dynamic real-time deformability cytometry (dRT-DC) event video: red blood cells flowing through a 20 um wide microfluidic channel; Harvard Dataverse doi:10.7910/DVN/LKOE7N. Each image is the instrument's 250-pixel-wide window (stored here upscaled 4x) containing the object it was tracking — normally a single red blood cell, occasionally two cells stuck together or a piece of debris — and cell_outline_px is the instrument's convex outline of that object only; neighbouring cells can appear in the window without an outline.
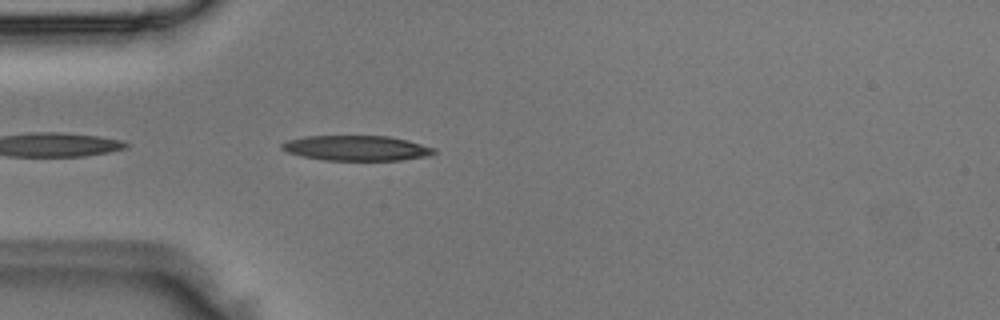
{"species": "Egyptian fruit bat (a non-hibernating species)", "species_latin": "Rousettus aegyptiacus", "temperature_condition": "room temperature", "stored_images_in_passage": 3, "camera_frame_rate_fps": 3000, "um_per_image_px": 0.085, "animal": {"sex": "male"}, "frame": {"image": 1, "passage_image": 3, "time_ms": 0.667, "image_size_px": [1000, 320], "cell_outline_px": [[436, 152], [428, 156], [400, 160], [324, 160], [300, 156], [288, 152], [280, 148], [280, 144], [288, 140], [304, 136], [388, 136], [408, 140], [436, 148]], "centroid_in_image_um": [30.29, 12.58], "position_along_channel_um": 54.7, "area_um2": 22.37}}